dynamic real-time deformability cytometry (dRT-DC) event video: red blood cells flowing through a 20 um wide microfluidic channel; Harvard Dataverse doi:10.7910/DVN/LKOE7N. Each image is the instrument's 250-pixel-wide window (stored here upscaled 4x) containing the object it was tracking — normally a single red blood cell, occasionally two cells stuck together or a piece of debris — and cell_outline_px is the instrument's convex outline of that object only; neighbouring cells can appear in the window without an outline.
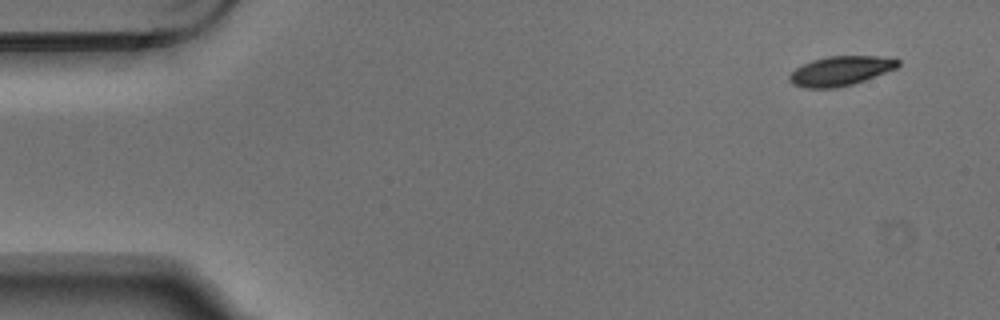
{"species": "Egyptian fruit bat (a non-hibernating species)", "species_latin": "Rousettus aegyptiacus", "temperature_condition": "warm", "stored_images_in_passage": 4, "camera_frame_rate_fps": 3000, "um_per_image_px": 0.085, "animal": {"sex": "male"}, "frame": {"image": 1, "passage_image": 1, "time_ms": 0.0, "image_size_px": [1000, 320], "cell_outline_px": [[900, 64], [896, 68], [864, 80], [852, 84], [836, 88], [804, 88], [792, 84], [788, 80], [788, 76], [796, 68], [812, 60], [828, 56], [876, 56], [900, 60]], "centroid_in_image_um": [71.41, 6.03], "position_along_channel_um": 13.6, "area_um2": 18.5}}
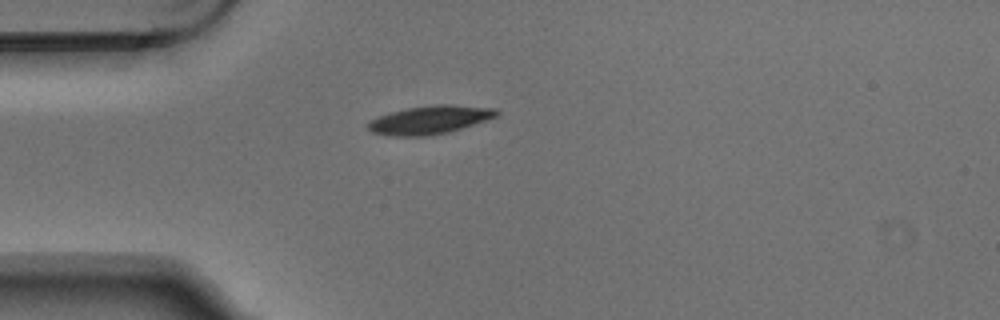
{"frame": {"image": 2, "passage_image": 4, "time_ms": 1.0, "image_size_px": [1000, 320], "cell_outline_px": [[500, 112], [496, 116], [448, 132], [428, 136], [392, 136], [372, 132], [368, 128], [368, 124], [372, 120], [380, 116], [392, 112], [408, 108], [432, 104], [452, 104], [496, 108]], "centroid_in_image_um": [36.55, 10.18], "position_along_channel_um": 48.5, "area_um2": 20.92}}